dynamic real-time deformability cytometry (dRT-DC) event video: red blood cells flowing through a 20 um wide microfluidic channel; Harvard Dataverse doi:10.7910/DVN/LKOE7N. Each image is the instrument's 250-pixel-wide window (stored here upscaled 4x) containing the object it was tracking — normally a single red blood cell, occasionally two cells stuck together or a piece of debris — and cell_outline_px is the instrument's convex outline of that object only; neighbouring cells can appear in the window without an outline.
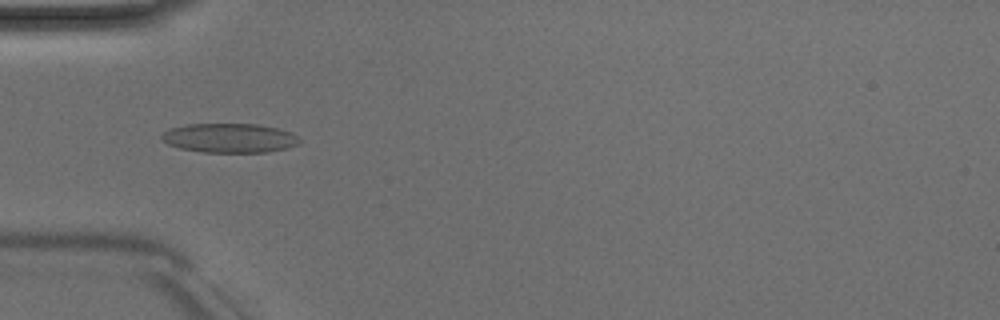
{"species": "Egyptian fruit bat (a non-hibernating species)", "species_latin": "Rousettus aegyptiacus", "temperature_condition": "room temperature", "stored_images_in_passage": 41, "camera_frame_rate_fps": 3000, "um_per_image_px": 0.085, "animal": {"sex": "male"}, "frame": {"image": 1, "passage_image": 7, "time_ms": 2.0, "image_size_px": [1000, 320], "cell_outline_px": [[300, 144], [288, 148], [268, 152], [204, 152], [180, 148], [168, 144], [160, 140], [160, 136], [168, 128], [188, 124], [256, 124], [276, 128], [292, 132], [300, 140]], "centroid_in_image_um": [19.5, 11.73], "position_along_channel_um": 65.5, "area_um2": 23.64}, "authors_computed_cell_mechanics": {"area_um2": 21.6172, "velocity_mm_per_s": 4.028, "shape_relaxation_time_tau1_ms": 6.6469, "shape_relaxation_time_tau2_ms": 1.8366, "deformation_change_tau1": 0.1655, "deformation_change_tau2": 0.0987}}